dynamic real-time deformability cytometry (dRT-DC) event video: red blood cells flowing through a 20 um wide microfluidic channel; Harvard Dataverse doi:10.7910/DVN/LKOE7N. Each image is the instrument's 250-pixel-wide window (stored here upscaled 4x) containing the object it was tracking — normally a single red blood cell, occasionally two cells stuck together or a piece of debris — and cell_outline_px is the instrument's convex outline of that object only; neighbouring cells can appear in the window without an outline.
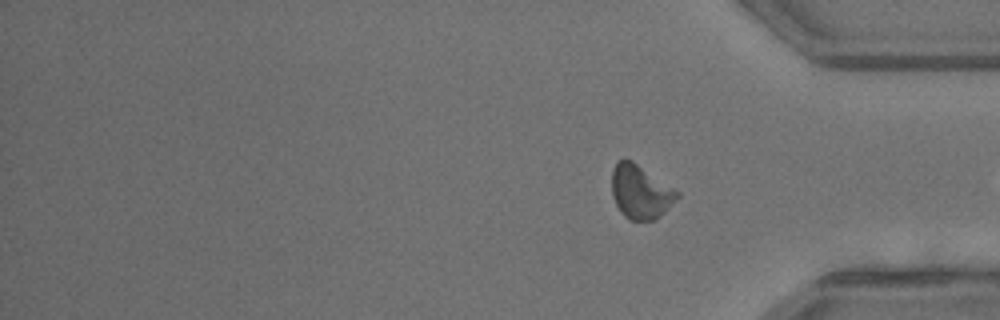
{"species": "common noctule bat (a hibernating species)", "species_latin": "Nyctalus noctula", "temperature_condition": "warm", "stored_images_in_passage": 29, "camera_frame_rate_fps": 3000, "um_per_image_px": 0.085, "animal": {"sex": "male", "body_mass_g": 13.3}, "frame": {"image": 1, "passage_image": 29, "time_ms": 9.333, "image_size_px": [1000, 320], "cell_outline_px": [[680, 196], [656, 220], [628, 220], [620, 212], [612, 196], [612, 172], [616, 164], [620, 160], [632, 160], [680, 192]], "centroid_in_image_um": [54.45, 16.33], "position_along_channel_um": 380.8, "area_um2": 20.4}}